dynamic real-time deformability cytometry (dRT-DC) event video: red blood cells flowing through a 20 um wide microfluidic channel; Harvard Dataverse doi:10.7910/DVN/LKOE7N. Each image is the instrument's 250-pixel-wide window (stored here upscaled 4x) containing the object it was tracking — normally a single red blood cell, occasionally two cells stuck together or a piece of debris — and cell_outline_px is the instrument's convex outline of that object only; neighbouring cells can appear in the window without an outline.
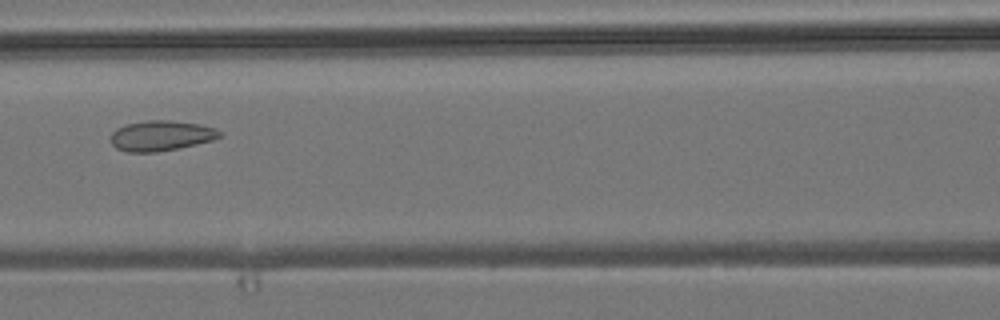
{"species": "common noctule bat (a hibernating species)", "species_latin": "Nyctalus noctula", "temperature_condition": "room temperature", "stored_images_in_passage": 6, "camera_frame_rate_fps": 3000, "um_per_image_px": 0.085, "animal": {"sex": "male", "body_mass_g": 19.2, "forearm_length_mm": 51.8}, "frame": {"image": 1, "passage_image": 6, "time_ms": 6.667, "image_size_px": [1000, 320], "cell_outline_px": [[224, 136], [212, 140], [180, 148], [156, 152], [128, 152], [116, 148], [112, 144], [112, 132], [116, 128], [128, 124], [148, 120], [168, 120], [200, 124], [216, 128], [224, 132]], "centroid_in_image_um": [13.75, 11.53], "position_along_channel_um": 152.8, "area_um2": 19.31}}